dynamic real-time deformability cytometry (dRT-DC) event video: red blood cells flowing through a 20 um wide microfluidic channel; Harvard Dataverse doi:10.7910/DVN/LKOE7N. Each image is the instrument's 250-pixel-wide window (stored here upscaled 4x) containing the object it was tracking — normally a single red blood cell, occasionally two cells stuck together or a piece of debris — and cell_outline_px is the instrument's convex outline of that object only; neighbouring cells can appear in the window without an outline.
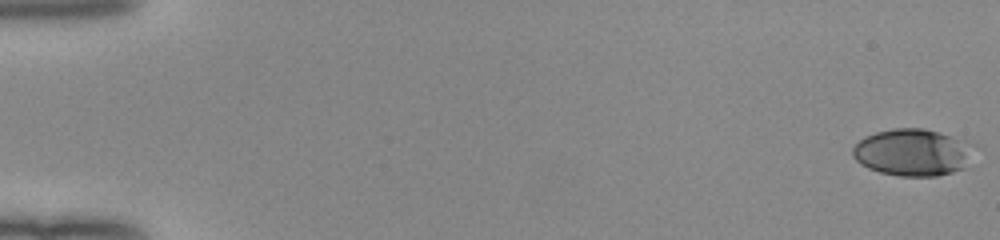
{"species": "human", "species_latin": "Homo sapiens", "temperature_condition": "room temperature", "stored_images_in_passage": 53, "camera_frame_rate_fps": 3000, "um_per_image_px": 0.085, "donor": {"sex": "female"}, "frame": {"image": 1, "passage_image": 1, "time_ms": 0.0, "image_size_px": [1000, 240], "cell_outline_px": [[980, 144], [964, 168], [952, 172], [936, 176], [900, 176], [880, 172], [868, 168], [860, 164], [852, 156], [852, 148], [864, 136], [876, 132], [892, 128], [924, 128]], "centroid_in_image_um": [77.64, 12.94], "position_along_channel_um": 7.4, "area_um2": 33.81}}
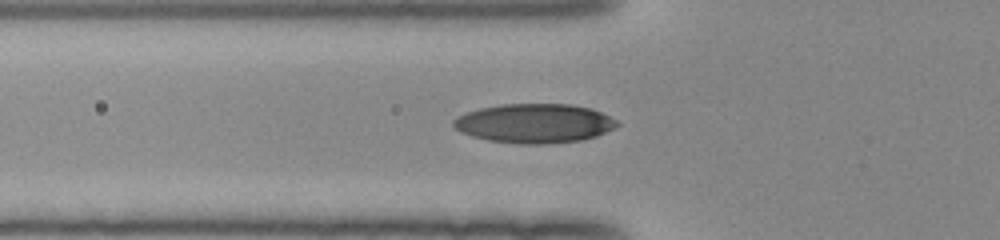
{"frame": {"image": 2, "passage_image": 20, "time_ms": 6.333, "image_size_px": [1000, 240], "cell_outline_px": [[620, 124], [616, 128], [596, 136], [580, 140], [548, 144], [520, 144], [488, 140], [472, 136], [460, 132], [452, 124], [452, 120], [456, 116], [480, 108], [500, 104], [572, 104], [592, 108], [616, 120]], "centroid_in_image_um": [45.42, 10.48], "position_along_channel_um": 80.4, "area_um2": 37.57}}
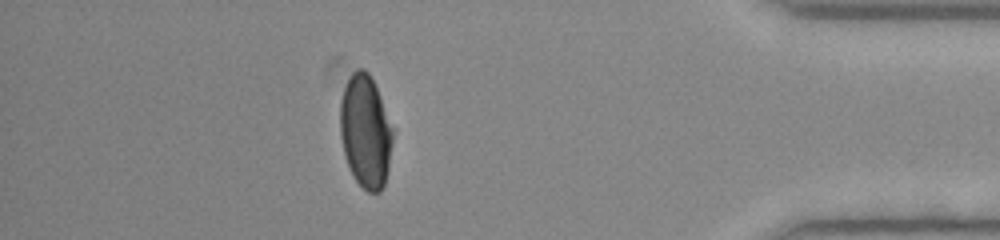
{"frame": {"image": 3, "passage_image": 47, "time_ms": 15.333, "image_size_px": [1000, 240], "cell_outline_px": [[396, 128], [388, 168], [384, 184], [380, 192], [368, 192], [352, 176], [344, 156], [340, 136], [340, 100], [344, 88], [352, 72], [356, 68], [364, 68], [372, 76]], "centroid_in_image_um": [31.1, 11.13], "position_along_channel_um": 404.1, "area_um2": 35.66}, "authors_computed_cell_mechanics": {"area_um2": 35.1424, "velocity_mm_per_s": 4.0113, "shape_relaxation_time_tau1_ms": 4.5437, "shape_relaxation_time_tau2_ms": 1.2865, "deformation_change_tau1": 0.1781, "deformation_change_tau2": 0.0497}}